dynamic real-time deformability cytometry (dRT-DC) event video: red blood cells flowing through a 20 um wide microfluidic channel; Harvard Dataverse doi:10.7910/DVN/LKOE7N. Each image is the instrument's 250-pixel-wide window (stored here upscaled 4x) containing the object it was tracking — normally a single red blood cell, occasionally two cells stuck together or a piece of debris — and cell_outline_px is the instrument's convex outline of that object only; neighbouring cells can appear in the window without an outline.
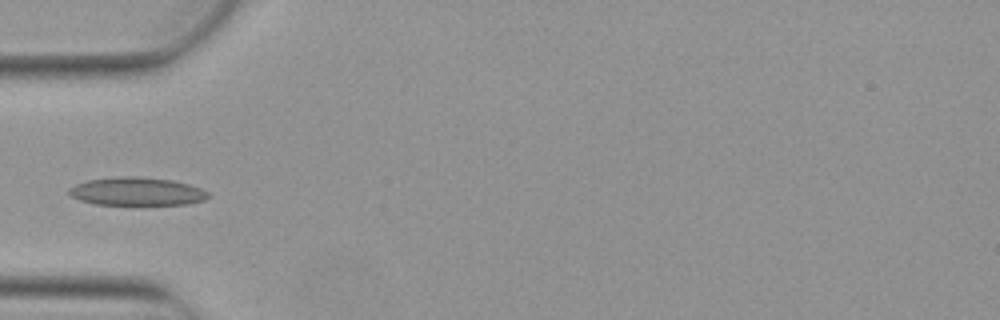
{"species": "Egyptian fruit bat (a non-hibernating species)", "species_latin": "Rousettus aegyptiacus", "temperature_condition": "warm", "stored_images_in_passage": 4, "camera_frame_rate_fps": 3000, "um_per_image_px": 0.085, "animal": {"sex": "female"}, "frame": {"image": 1, "passage_image": 4, "time_ms": 1.0, "image_size_px": [1000, 320], "cell_outline_px": [[208, 196], [204, 200], [188, 204], [136, 208], [96, 204], [80, 200], [72, 196], [68, 192], [68, 188], [76, 184], [88, 180], [112, 176], [136, 176], [172, 180], [188, 184], [200, 188], [208, 192]], "centroid_in_image_um": [11.62, 16.32], "position_along_channel_um": 73.4, "area_um2": 24.04}}